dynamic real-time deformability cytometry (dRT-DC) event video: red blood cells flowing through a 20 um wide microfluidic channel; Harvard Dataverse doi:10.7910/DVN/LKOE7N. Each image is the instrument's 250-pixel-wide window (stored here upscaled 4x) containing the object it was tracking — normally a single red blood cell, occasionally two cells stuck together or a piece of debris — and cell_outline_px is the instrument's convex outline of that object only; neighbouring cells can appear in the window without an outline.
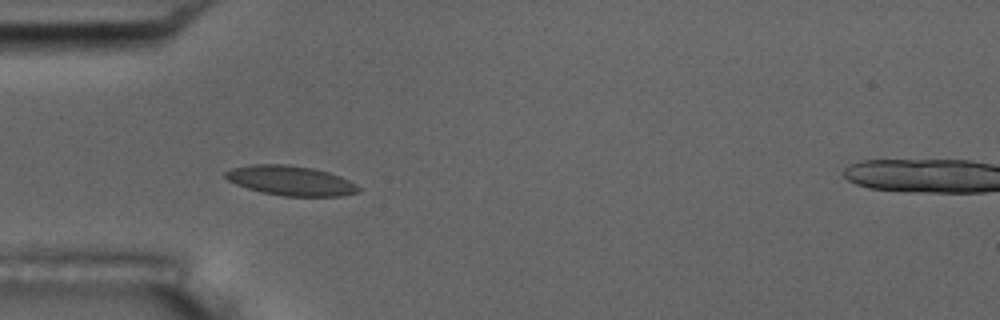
{"species": "common noctule bat (a hibernating species)", "species_latin": "Nyctalus noctula", "temperature_condition": "room temperature", "stored_images_in_passage": 54, "camera_frame_rate_fps": 3000, "um_per_image_px": 0.085, "animal": {"sex": "male", "body_mass_g": 17.5, "forearm_length_mm": 52.3}, "frame": {"image": 1, "passage_image": 16, "time_ms": 5.0, "image_size_px": [1000, 320], "cell_outline_px": [[360, 192], [340, 196], [284, 196], [260, 192], [236, 184], [228, 180], [224, 176], [224, 172], [232, 168], [252, 164], [288, 164], [312, 168], [328, 172], [340, 176], [356, 184], [360, 188]], "centroid_in_image_um": [24.7, 15.35], "position_along_channel_um": 60.3, "area_um2": 23.06}}
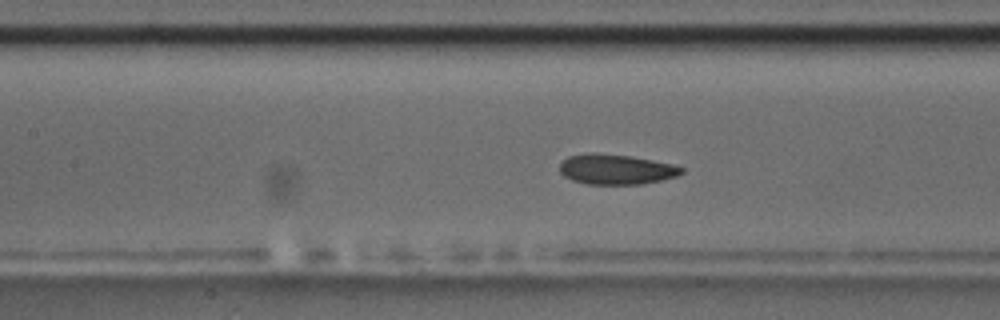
{"frame": {"image": 2, "passage_image": 24, "time_ms": 7.667, "image_size_px": [1000, 320], "cell_outline_px": [[684, 172], [676, 176], [660, 180], [640, 184], [588, 184], [572, 180], [564, 176], [560, 172], [560, 164], [568, 156], [588, 152], [596, 152], [632, 156], [672, 164], [684, 168]], "centroid_in_image_um": [52.35, 14.38], "position_along_channel_um": 155.1, "area_um2": 21.44}, "authors_computed_cell_mechanics": {"area_um2": 21.5883, "velocity_mm_per_s": 3.6601, "shape_relaxation_time_tau1_ms": 3.9244, "shape_relaxation_time_tau2_ms": 3.4245, "deformation_change_tau1": 0.0827, "deformation_change_tau2": 0.0614}}